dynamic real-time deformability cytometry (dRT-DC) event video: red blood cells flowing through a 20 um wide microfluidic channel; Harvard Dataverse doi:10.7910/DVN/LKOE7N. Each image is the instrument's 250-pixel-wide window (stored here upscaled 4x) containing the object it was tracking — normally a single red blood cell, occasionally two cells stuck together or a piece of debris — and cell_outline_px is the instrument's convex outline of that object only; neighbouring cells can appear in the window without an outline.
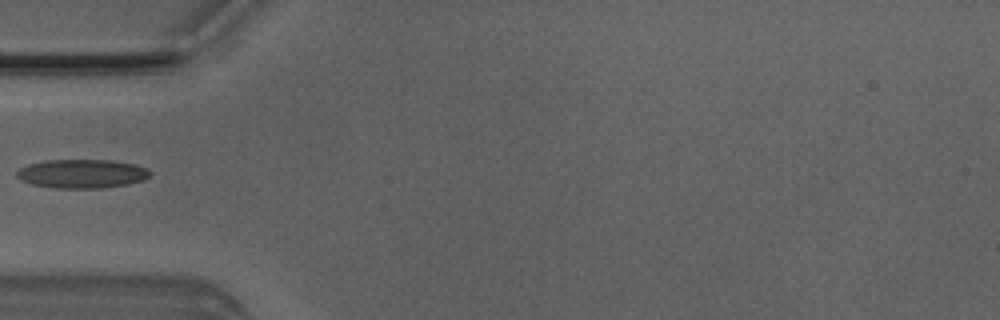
{"species": "Egyptian fruit bat (a non-hibernating species)", "species_latin": "Rousettus aegyptiacus", "temperature_condition": "room temperature", "stored_images_in_passage": 2, "camera_frame_rate_fps": 3000, "um_per_image_px": 0.085, "animal": {"sex": "male"}, "frame": {"image": 1, "passage_image": 2, "time_ms": 0.333, "image_size_px": [1000, 320], "cell_outline_px": [[152, 172], [144, 180], [128, 184], [100, 188], [56, 188], [32, 184], [20, 180], [16, 176], [16, 172], [20, 168], [28, 164], [44, 160], [112, 160], [136, 164], [148, 168]], "centroid_in_image_um": [6.98, 14.76], "position_along_channel_um": 78.0, "area_um2": 22.54}}